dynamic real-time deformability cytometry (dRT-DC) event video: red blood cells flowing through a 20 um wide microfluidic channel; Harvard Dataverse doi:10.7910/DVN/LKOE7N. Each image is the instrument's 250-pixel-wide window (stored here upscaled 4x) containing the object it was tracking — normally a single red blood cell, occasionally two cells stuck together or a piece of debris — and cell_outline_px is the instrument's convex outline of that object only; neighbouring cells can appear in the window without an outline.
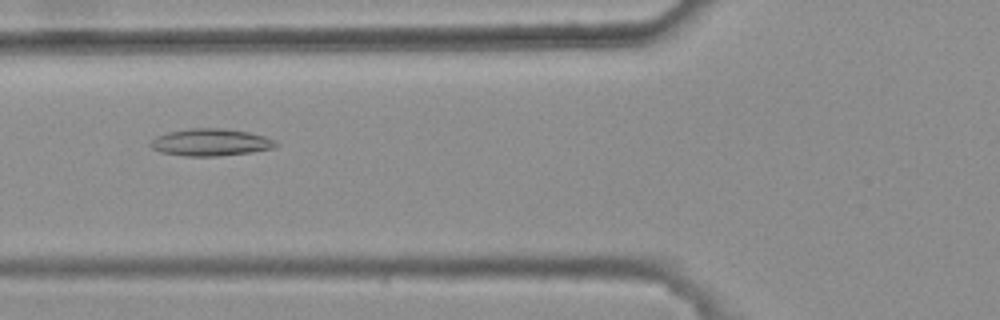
{"species": "common noctule bat (a hibernating species)", "species_latin": "Nyctalus noctula", "temperature_condition": "warm", "stored_images_in_passage": 5, "camera_frame_rate_fps": 3000, "um_per_image_px": 0.085, "animal": {"sex": "female", "body_mass_g": 25.1}, "frame": {"image": 1, "passage_image": 3, "time_ms": 0.667, "image_size_px": [1000, 320], "cell_outline_px": [[280, 144], [272, 148], [252, 152], [216, 156], [184, 156], [160, 152], [152, 148], [148, 144], [156, 136], [168, 132], [188, 128], [224, 128], [248, 132], [264, 136], [276, 140]], "centroid_in_image_um": [17.9, 12.09], "position_along_channel_um": 107.9, "area_um2": 19.94}}
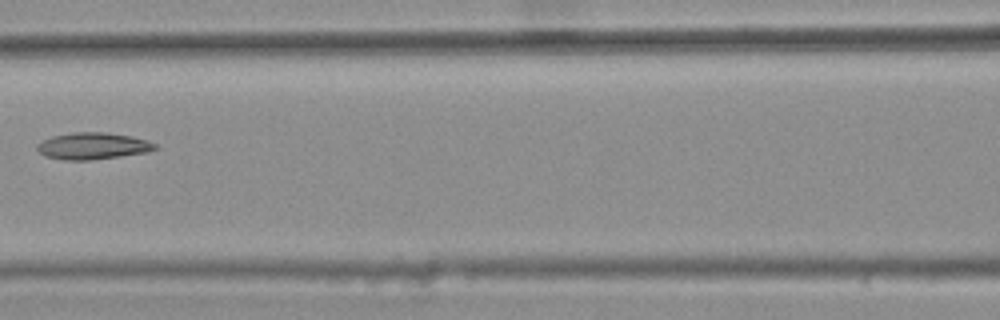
{"frame": {"image": 2, "passage_image": 4, "time_ms": 1.0, "image_size_px": [1000, 320], "cell_outline_px": [[156, 148], [148, 152], [92, 160], [64, 160], [44, 156], [36, 148], [36, 144], [52, 136], [72, 132], [108, 132], [132, 136], [148, 140], [156, 144]], "centroid_in_image_um": [7.88, 12.4], "position_along_channel_um": 158.7, "area_um2": 18.5}}
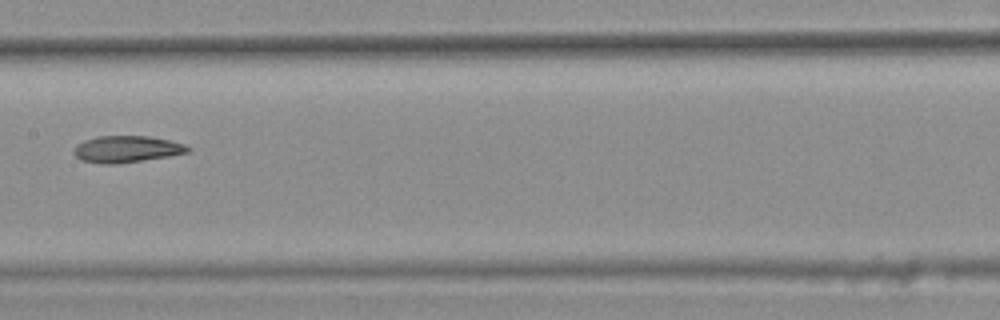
{"frame": {"image": 3, "passage_image": 5, "time_ms": 1.333, "image_size_px": [1000, 320], "cell_outline_px": [[192, 148], [188, 152], [168, 156], [116, 164], [104, 164], [80, 160], [72, 152], [72, 148], [76, 144], [84, 140], [96, 136], [148, 136], [168, 140], [184, 144]], "centroid_in_image_um": [10.71, 12.67], "position_along_channel_um": 196.7, "area_um2": 17.74}}